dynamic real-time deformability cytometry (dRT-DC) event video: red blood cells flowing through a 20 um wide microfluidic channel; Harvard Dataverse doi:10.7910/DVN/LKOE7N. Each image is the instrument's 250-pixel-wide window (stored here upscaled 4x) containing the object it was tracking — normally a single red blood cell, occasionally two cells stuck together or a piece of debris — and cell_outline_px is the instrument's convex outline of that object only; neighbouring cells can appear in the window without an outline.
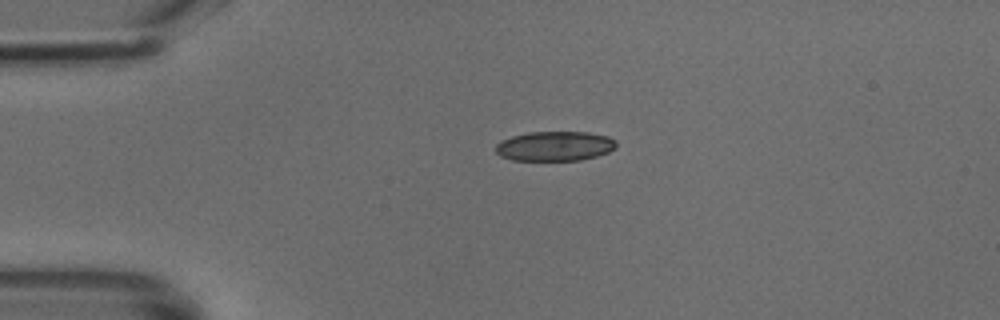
{"species": "common noctule bat (a hibernating species)", "species_latin": "Nyctalus noctula", "temperature_condition": "cold", "stored_images_in_passage": 40, "camera_frame_rate_fps": 3000, "um_per_image_px": 0.085, "animal": {"sex": "male", "body_mass_g": 18.8}, "frame": {"image": 1, "passage_image": 5, "time_ms": 1.333, "image_size_px": [1000, 320], "cell_outline_px": [[616, 148], [608, 152], [596, 156], [580, 160], [512, 160], [500, 156], [496, 152], [496, 144], [500, 140], [512, 136], [528, 132], [588, 132], [608, 136], [616, 140]], "centroid_in_image_um": [47.15, 12.41], "position_along_channel_um": 37.8, "area_um2": 20.92}}
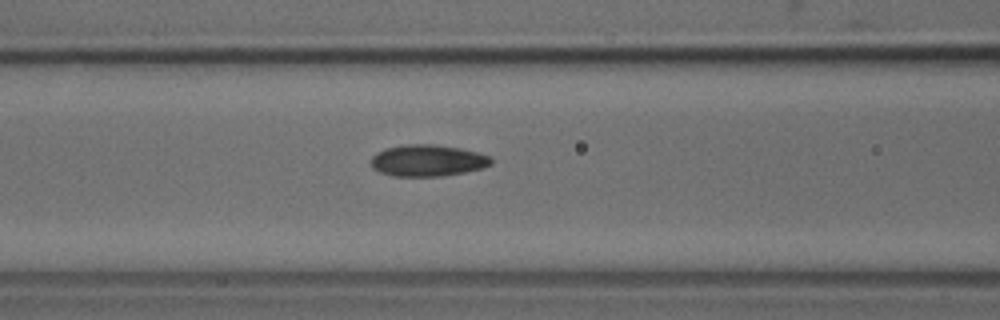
{"frame": {"image": 2, "passage_image": 14, "time_ms": 4.333, "image_size_px": [1000, 320], "cell_outline_px": [[492, 164], [484, 168], [444, 176], [392, 176], [380, 172], [372, 168], [372, 156], [376, 152], [384, 148], [408, 144], [432, 144], [460, 148], [476, 152], [488, 156], [492, 160]], "centroid_in_image_um": [36.33, 13.65], "position_along_channel_um": 130.3, "area_um2": 22.14}}
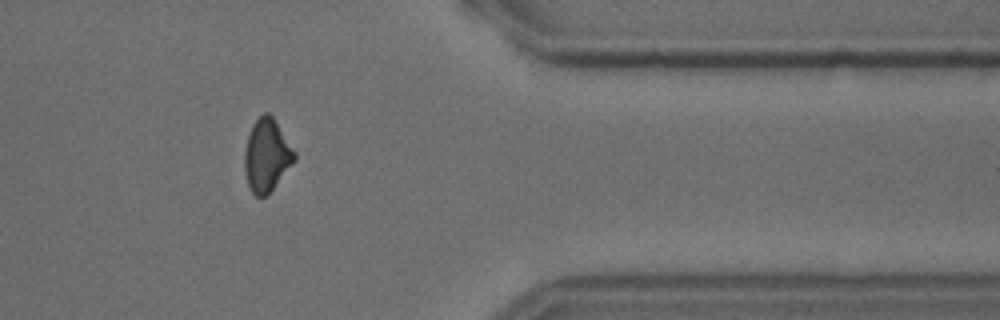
{"frame": {"image": 3, "passage_image": 34, "time_ms": 11.0, "image_size_px": [1000, 320], "cell_outline_px": [[296, 160], [272, 188], [264, 196], [256, 196], [252, 192], [248, 184], [244, 168], [244, 152], [248, 136], [252, 124], [264, 112], [268, 112], [272, 116], [296, 152]], "centroid_in_image_um": [22.67, 13.18], "position_along_channel_um": 388.7, "area_um2": 20.81}}